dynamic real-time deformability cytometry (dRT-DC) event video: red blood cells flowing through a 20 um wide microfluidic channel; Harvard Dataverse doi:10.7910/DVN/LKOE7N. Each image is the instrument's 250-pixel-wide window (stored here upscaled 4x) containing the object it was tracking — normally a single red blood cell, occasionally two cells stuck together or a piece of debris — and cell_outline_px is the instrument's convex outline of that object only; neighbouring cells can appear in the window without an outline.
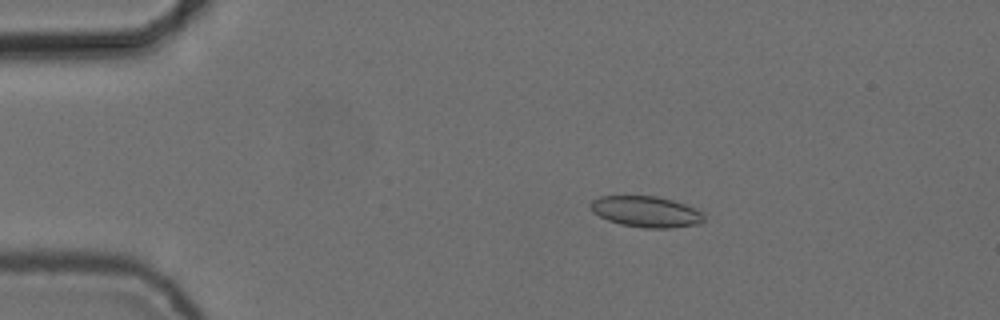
{"species": "common noctule bat (a hibernating species)", "species_latin": "Nyctalus noctula", "temperature_condition": "cold", "stored_images_in_passage": 8, "camera_frame_rate_fps": 3000, "um_per_image_px": 0.085, "animal": {"sex": "female", "body_mass_g": 24.6, "forearm_length_mm": 56.2}, "frame": {"image": 1, "passage_image": 2, "time_ms": 0.333, "image_size_px": [1000, 320], "cell_outline_px": [[704, 220], [700, 224], [672, 228], [644, 228], [620, 224], [608, 220], [592, 212], [588, 204], [592, 200], [600, 196], [656, 196], [672, 200], [696, 208], [704, 212]], "centroid_in_image_um": [54.93, 17.99], "position_along_channel_um": 30.1, "area_um2": 20.69}}
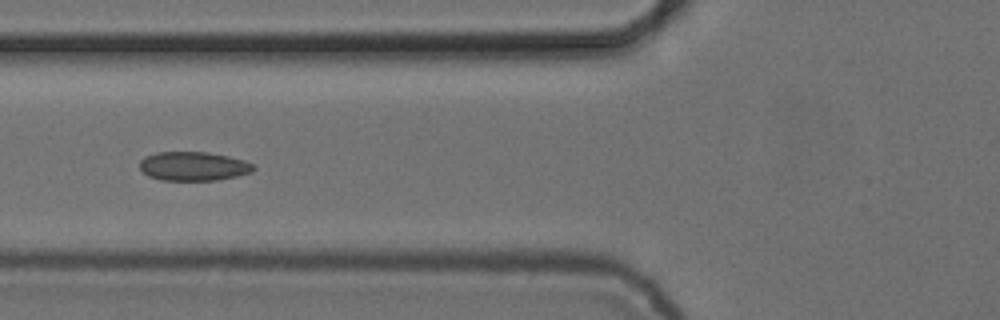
{"frame": {"image": 2, "passage_image": 5, "time_ms": 1.333, "image_size_px": [1000, 320], "cell_outline_px": [[256, 168], [252, 172], [236, 176], [216, 180], [160, 180], [148, 176], [140, 168], [140, 160], [144, 156], [156, 152], [208, 152], [228, 156], [244, 160], [252, 164]], "centroid_in_image_um": [16.43, 14.12], "position_along_channel_um": 109.4, "area_um2": 19.25}}
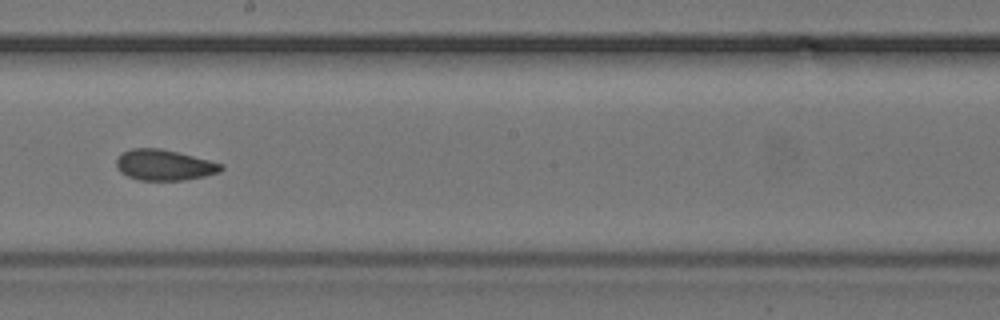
{"frame": {"image": 3, "passage_image": 8, "time_ms": 2.333, "image_size_px": [1000, 320], "cell_outline_px": [[224, 168], [220, 172], [204, 176], [184, 180], [140, 180], [128, 176], [120, 172], [116, 164], [116, 160], [124, 152], [132, 148], [160, 148], [224, 164]], "centroid_in_image_um": [13.97, 14.03], "position_along_channel_um": 234.2, "area_um2": 18.55}}